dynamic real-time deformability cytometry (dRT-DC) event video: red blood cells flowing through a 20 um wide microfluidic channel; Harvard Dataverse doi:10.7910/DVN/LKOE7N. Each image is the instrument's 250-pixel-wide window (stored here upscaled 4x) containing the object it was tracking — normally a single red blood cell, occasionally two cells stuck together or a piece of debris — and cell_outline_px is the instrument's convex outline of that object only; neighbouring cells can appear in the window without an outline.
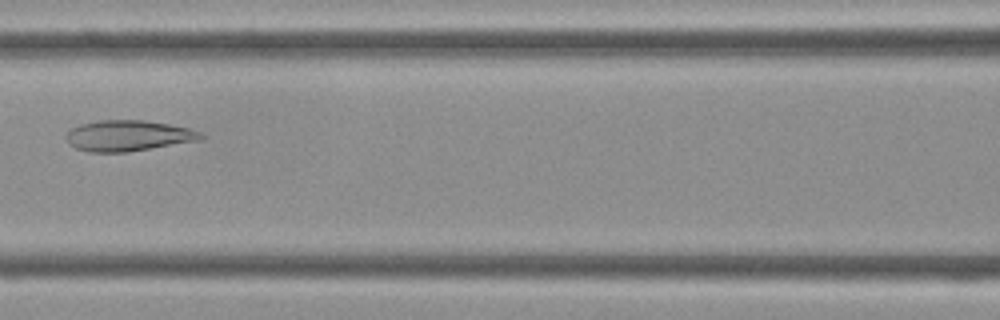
{"species": "Egyptian fruit bat (a non-hibernating species)", "species_latin": "Rousettus aegyptiacus", "temperature_condition": "cold", "stored_images_in_passage": 45, "camera_frame_rate_fps": 3000, "um_per_image_px": 0.085, "frame": {"image": 1, "passage_image": 20, "time_ms": 6.333, "image_size_px": [1000, 320], "cell_outline_px": [[204, 136], [200, 140], [128, 152], [88, 152], [76, 148], [68, 144], [64, 136], [72, 128], [80, 124], [100, 120], [144, 120], [168, 124], [188, 128], [200, 132]], "centroid_in_image_um": [10.86, 11.54], "position_along_channel_um": 155.7, "area_um2": 24.16}}
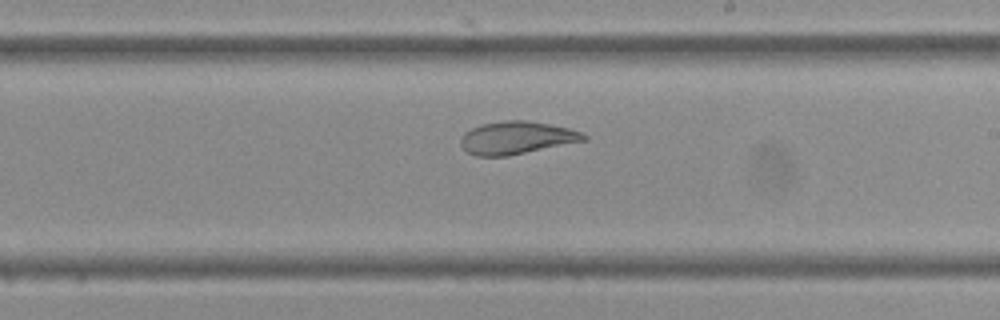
{"frame": {"image": 2, "passage_image": 26, "time_ms": 8.333, "image_size_px": [1000, 320], "cell_outline_px": [[588, 140], [508, 156], [476, 156], [468, 152], [460, 144], [460, 136], [464, 132], [480, 124], [504, 120], [528, 120], [568, 128], [580, 132], [588, 136]], "centroid_in_image_um": [43.89, 11.71], "position_along_channel_um": 245.1, "area_um2": 23.58}}
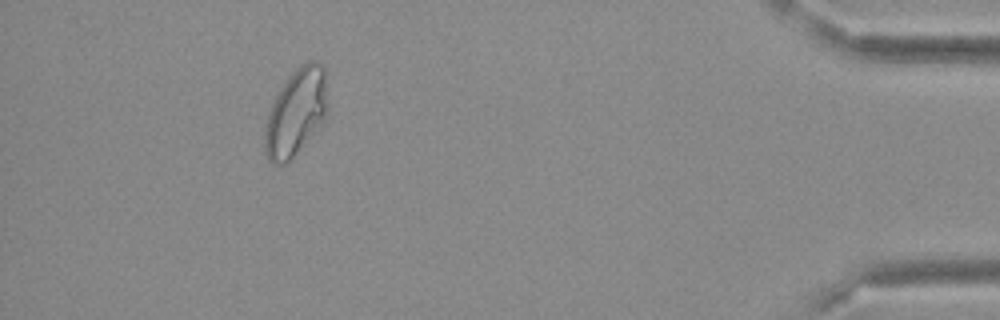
{"frame": {"image": 3, "passage_image": 41, "time_ms": 13.333, "image_size_px": [1000, 320], "cell_outline_px": [[324, 116], [320, 124], [292, 156], [284, 164], [272, 164], [268, 160], [264, 152], [264, 132], [268, 112], [276, 92], [288, 76], [300, 64], [308, 60], [316, 60], [324, 68]], "centroid_in_image_um": [25.06, 9.53], "position_along_channel_um": 410.1, "area_um2": 30.92}}